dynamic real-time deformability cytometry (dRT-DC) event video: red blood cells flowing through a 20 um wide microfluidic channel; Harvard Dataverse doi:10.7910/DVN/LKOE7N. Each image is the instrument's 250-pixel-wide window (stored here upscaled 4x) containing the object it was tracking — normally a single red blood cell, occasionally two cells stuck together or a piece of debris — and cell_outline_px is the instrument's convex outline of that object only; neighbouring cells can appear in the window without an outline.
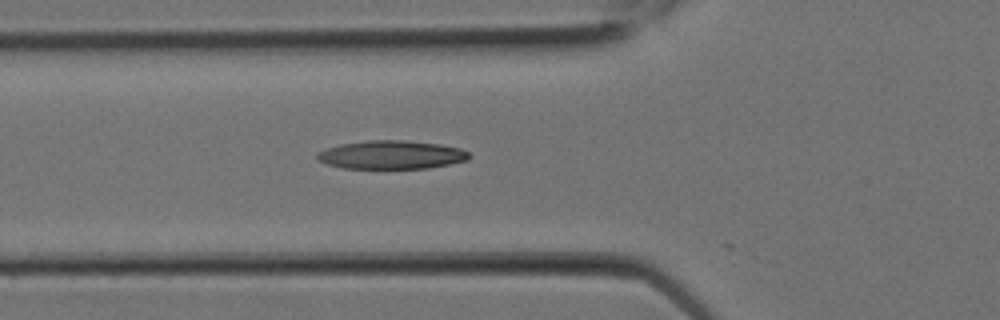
{"species": "Egyptian fruit bat (a non-hibernating species)", "species_latin": "Rousettus aegyptiacus", "temperature_condition": "room temperature", "stored_images_in_passage": 7, "camera_frame_rate_fps": 3000, "um_per_image_px": 0.085, "animal": {"sex": "female"}, "frame": {"image": 1, "passage_image": 7, "time_ms": 2.0, "image_size_px": [1000, 320], "cell_outline_px": [[472, 156], [468, 160], [428, 168], [344, 168], [328, 164], [320, 160], [316, 156], [316, 152], [340, 144], [368, 140], [404, 140], [440, 144], [460, 148], [468, 152]], "centroid_in_image_um": [33.29, 13.15], "position_along_channel_um": 92.5, "area_um2": 25.09}}